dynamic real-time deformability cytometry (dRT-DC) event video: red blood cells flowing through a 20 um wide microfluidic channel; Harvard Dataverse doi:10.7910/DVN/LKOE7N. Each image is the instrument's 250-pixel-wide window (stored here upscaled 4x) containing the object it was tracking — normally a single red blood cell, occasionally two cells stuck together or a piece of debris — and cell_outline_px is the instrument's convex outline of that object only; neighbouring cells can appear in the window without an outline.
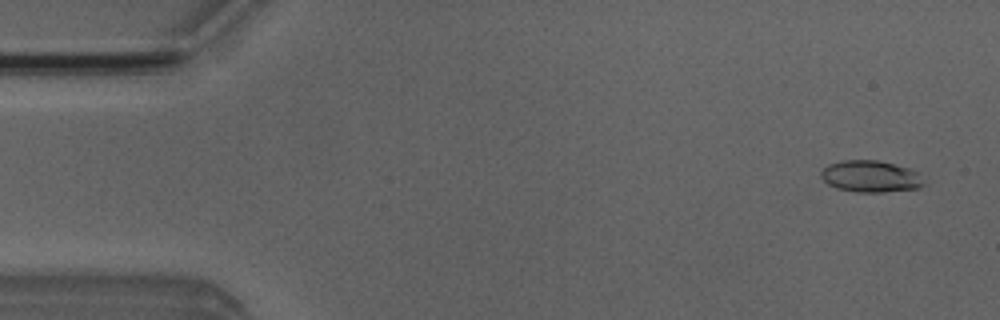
{"species": "Egyptian fruit bat (a non-hibernating species)", "species_latin": "Rousettus aegyptiacus", "temperature_condition": "room temperature", "stored_images_in_passage": 14, "camera_frame_rate_fps": 3000, "um_per_image_px": 0.085, "animal": {"sex": "male"}, "frame": {"image": 1, "passage_image": 3, "time_ms": 0.667, "image_size_px": [1000, 320], "cell_outline_px": [[924, 184], [916, 188], [884, 192], [856, 192], [836, 188], [828, 184], [820, 176], [820, 172], [828, 164], [844, 160], [876, 160], [908, 168], [920, 172], [924, 180]], "centroid_in_image_um": [73.99, 14.99], "position_along_channel_um": 11.0, "area_um2": 18.96}}